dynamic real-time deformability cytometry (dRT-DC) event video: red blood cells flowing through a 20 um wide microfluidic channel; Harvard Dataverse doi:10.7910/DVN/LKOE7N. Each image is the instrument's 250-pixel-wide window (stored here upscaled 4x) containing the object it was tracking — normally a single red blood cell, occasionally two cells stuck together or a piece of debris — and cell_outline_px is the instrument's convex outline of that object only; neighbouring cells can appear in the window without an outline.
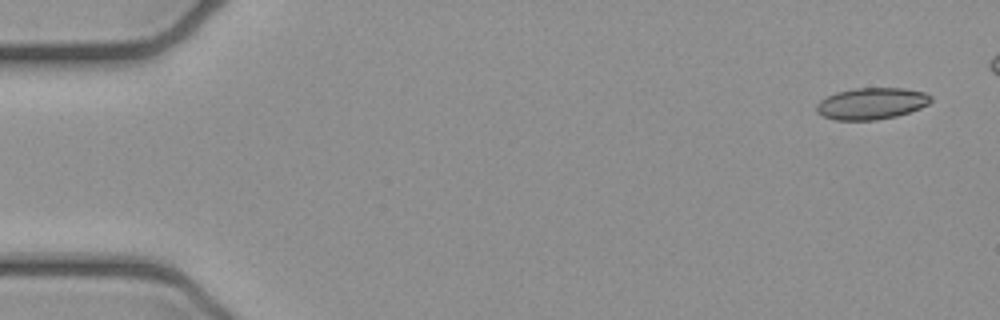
{"species": "common noctule bat (a hibernating species)", "species_latin": "Nyctalus noctula", "temperature_condition": "cold", "stored_images_in_passage": 3, "camera_frame_rate_fps": 3000, "um_per_image_px": 0.085, "animal": {"sex": "female", "body_mass_g": 21.9}, "frame": {"image": 1, "passage_image": 1, "time_ms": 0.0, "image_size_px": [1000, 320], "cell_outline_px": [[932, 100], [928, 104], [920, 108], [896, 116], [876, 120], [836, 120], [824, 116], [816, 112], [816, 104], [820, 100], [836, 92], [856, 88], [904, 88], [924, 92], [932, 96]], "centroid_in_image_um": [74.08, 8.8], "position_along_channel_um": 10.9, "area_um2": 21.04}}